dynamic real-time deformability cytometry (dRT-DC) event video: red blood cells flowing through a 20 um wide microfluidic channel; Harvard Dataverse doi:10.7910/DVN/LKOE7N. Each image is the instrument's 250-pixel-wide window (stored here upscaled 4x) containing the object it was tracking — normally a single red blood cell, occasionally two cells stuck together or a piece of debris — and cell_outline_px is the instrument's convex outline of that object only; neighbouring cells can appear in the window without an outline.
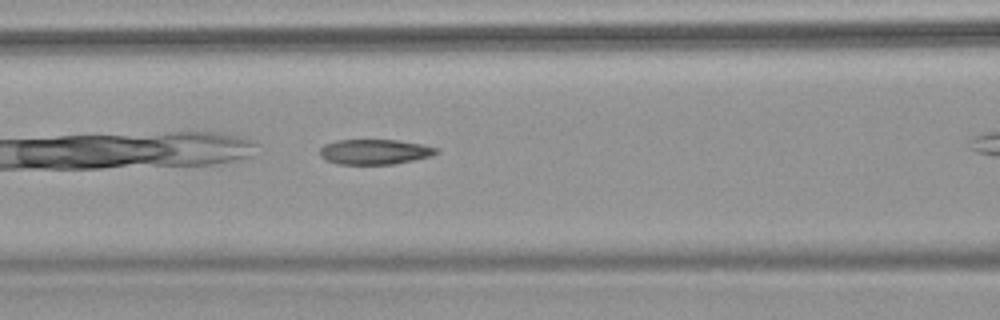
{"species": "common noctule bat (a hibernating species)", "species_latin": "Nyctalus noctula", "temperature_condition": "warm", "stored_images_in_passage": 5, "camera_frame_rate_fps": 3000, "um_per_image_px": 0.085, "animal": {"sex": "female", "body_mass_g": 18.4}, "frame": {"image": 1, "passage_image": 4, "time_ms": 1.0, "image_size_px": [1000, 320], "cell_outline_px": [[440, 152], [432, 156], [392, 164], [336, 164], [324, 160], [320, 156], [320, 148], [324, 144], [336, 140], [400, 140], [424, 144], [440, 148]], "centroid_in_image_um": [31.87, 12.9], "position_along_channel_um": 134.7, "area_um2": 17.34}}